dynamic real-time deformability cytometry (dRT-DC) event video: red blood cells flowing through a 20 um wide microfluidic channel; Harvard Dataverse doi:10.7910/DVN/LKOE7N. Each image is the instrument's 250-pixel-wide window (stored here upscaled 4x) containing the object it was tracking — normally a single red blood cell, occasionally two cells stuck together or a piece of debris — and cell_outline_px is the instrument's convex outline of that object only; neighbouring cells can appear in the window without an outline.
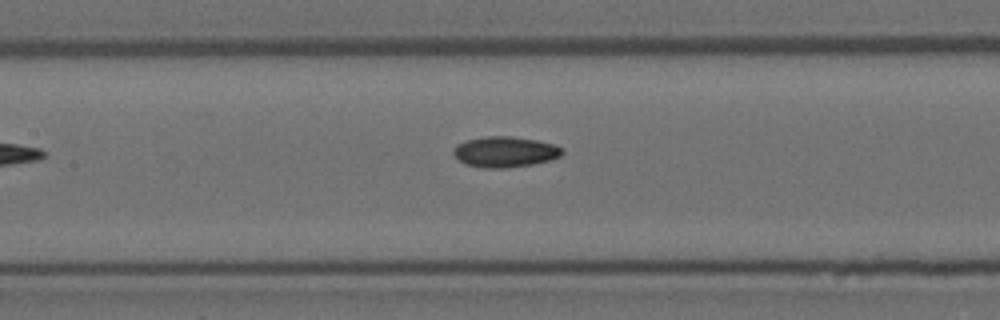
{"species": "Egyptian fruit bat (a non-hibernating species)", "species_latin": "Rousettus aegyptiacus", "temperature_condition": "room temperature", "stored_images_in_passage": 6, "camera_frame_rate_fps": 3000, "um_per_image_px": 0.085, "animal": {"sex": "female"}, "frame": {"image": 1, "passage_image": 6, "time_ms": 1.667, "image_size_px": [1000, 320], "cell_outline_px": [[564, 152], [560, 156], [552, 160], [532, 164], [508, 168], [484, 168], [468, 164], [460, 160], [452, 152], [456, 144], [468, 140], [484, 136], [512, 136], [536, 140], [556, 144], [564, 148]], "centroid_in_image_um": [42.98, 12.9], "position_along_channel_um": 164.4, "area_um2": 19.54}}